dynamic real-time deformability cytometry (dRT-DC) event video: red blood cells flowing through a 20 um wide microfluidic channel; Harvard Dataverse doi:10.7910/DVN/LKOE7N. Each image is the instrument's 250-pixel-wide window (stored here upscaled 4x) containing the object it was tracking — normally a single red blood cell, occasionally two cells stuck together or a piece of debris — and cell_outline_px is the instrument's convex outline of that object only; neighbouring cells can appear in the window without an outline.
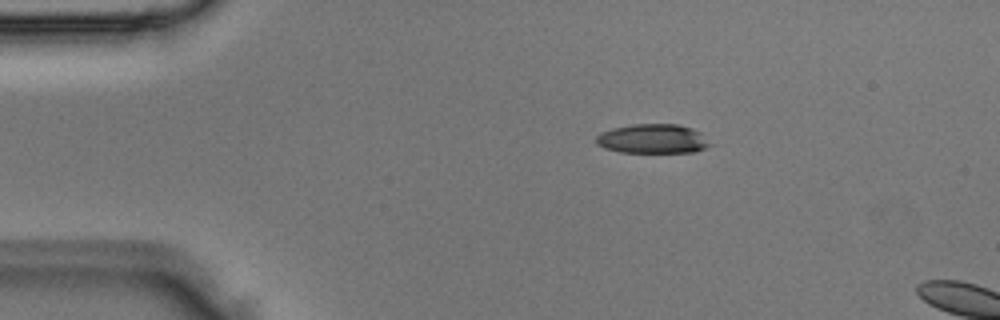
{"species": "Egyptian fruit bat (a non-hibernating species)", "species_latin": "Rousettus aegyptiacus", "temperature_condition": "room temperature", "stored_images_in_passage": 2, "camera_frame_rate_fps": 3000, "um_per_image_px": 0.085, "animal": {"sex": "male"}, "frame": {"image": 1, "passage_image": 1, "time_ms": 0.0, "image_size_px": [1000, 320], "cell_outline_px": [[716, 144], [696, 152], [620, 152], [604, 148], [596, 144], [596, 136], [600, 132], [612, 128], [632, 124], [680, 124], [692, 128], [700, 132]], "centroid_in_image_um": [55.54, 11.8], "position_along_channel_um": 29.5, "area_um2": 19.88}}